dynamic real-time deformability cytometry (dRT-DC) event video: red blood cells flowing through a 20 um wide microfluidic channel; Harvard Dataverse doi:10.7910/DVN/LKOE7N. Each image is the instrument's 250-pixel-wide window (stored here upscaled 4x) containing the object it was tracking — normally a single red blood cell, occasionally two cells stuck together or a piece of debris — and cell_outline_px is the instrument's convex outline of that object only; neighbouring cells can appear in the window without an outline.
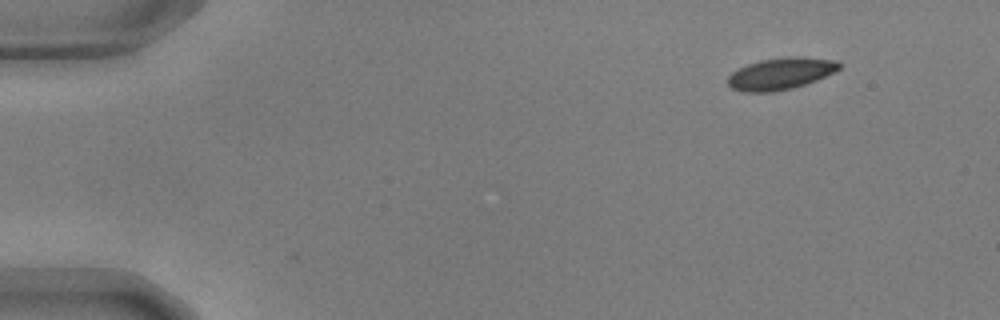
{"species": "common noctule bat (a hibernating species)", "species_latin": "Nyctalus noctula", "temperature_condition": "warm", "stored_images_in_passage": 51, "camera_frame_rate_fps": 3000, "um_per_image_px": 0.085, "animal": {"sex": "male", "body_mass_g": 17.9, "forearm_length_mm": 54.2}, "frame": {"image": 1, "passage_image": 1, "time_ms": 0.0, "image_size_px": [1000, 320], "cell_outline_px": [[840, 68], [816, 80], [792, 88], [772, 92], [744, 92], [732, 88], [728, 84], [728, 76], [732, 72], [748, 64], [760, 60], [792, 56], [796, 56], [836, 60], [840, 64]], "centroid_in_image_um": [66.33, 6.26], "position_along_channel_um": 18.7, "area_um2": 20.35}}
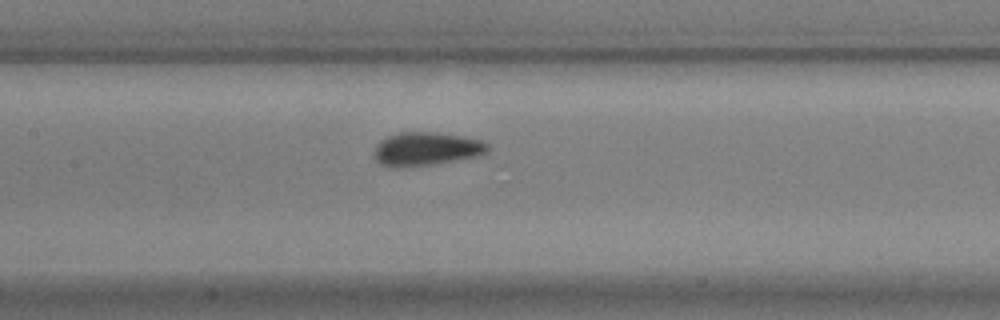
{"frame": {"image": 2, "passage_image": 22, "time_ms": 7.0, "image_size_px": [1000, 320], "cell_outline_px": [[488, 152], [480, 156], [432, 164], [400, 168], [392, 168], [380, 164], [372, 156], [372, 152], [376, 144], [380, 140], [388, 136], [400, 132], [436, 132], [460, 136], [480, 140], [488, 144]], "centroid_in_image_um": [36.17, 12.67], "position_along_channel_um": 171.2, "area_um2": 22.43}}
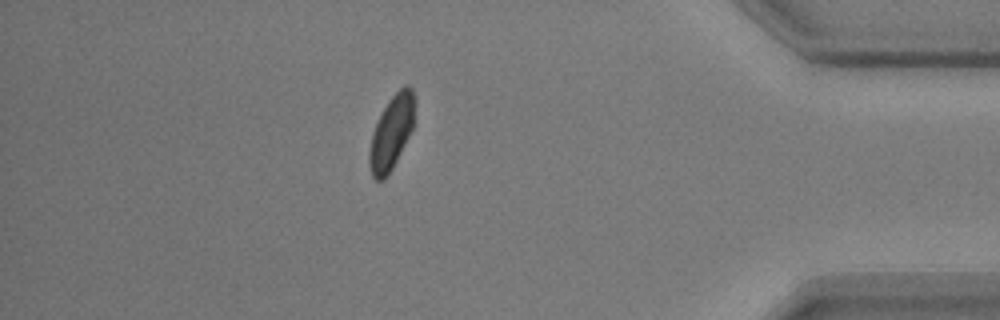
{"frame": {"image": 3, "passage_image": 44, "time_ms": 14.333, "image_size_px": [1000, 320], "cell_outline_px": [[416, 100], [412, 128], [388, 176], [384, 180], [376, 180], [372, 176], [368, 164], [368, 152], [372, 132], [388, 100], [404, 84], [408, 84], [412, 88], [416, 96]], "centroid_in_image_um": [33.27, 11.23], "position_along_channel_um": 401.9, "area_um2": 19.54}, "authors_computed_cell_mechanics": {"area_um2": 20.6924, "velocity_mm_per_s": 3.6352, "shape_relaxation_time_tau1_ms": 2.8415, "shape_relaxation_time_tau2_ms": null, "deformation_change_tau1": 0.0987, "deformation_change_tau2": null}}